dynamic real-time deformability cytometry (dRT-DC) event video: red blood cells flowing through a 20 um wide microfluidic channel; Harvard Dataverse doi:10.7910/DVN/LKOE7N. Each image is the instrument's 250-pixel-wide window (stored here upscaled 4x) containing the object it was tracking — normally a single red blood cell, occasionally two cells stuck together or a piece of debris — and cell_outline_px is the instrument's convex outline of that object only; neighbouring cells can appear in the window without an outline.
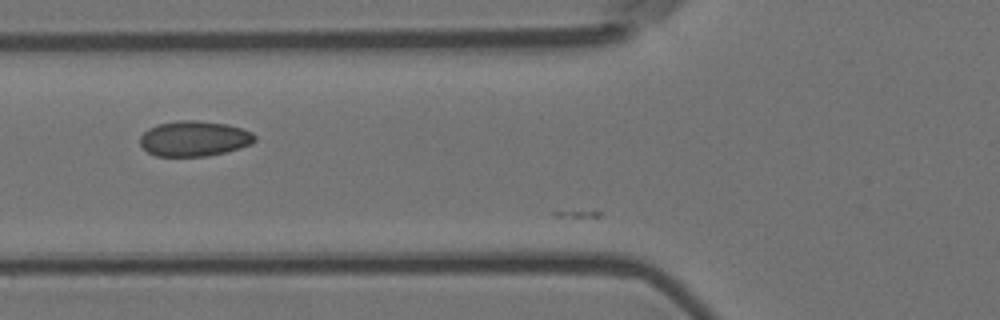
{"species": "Egyptian fruit bat (a non-hibernating species)", "species_latin": "Rousettus aegyptiacus", "temperature_condition": "room temperature", "stored_images_in_passage": 5, "camera_frame_rate_fps": 3000, "um_per_image_px": 0.085, "animal": {"sex": "female"}, "frame": {"image": 1, "passage_image": 4, "time_ms": 1.0, "image_size_px": [1000, 320], "cell_outline_px": [[256, 140], [252, 144], [240, 148], [208, 156], [156, 156], [148, 152], [140, 144], [140, 136], [148, 128], [160, 124], [176, 120], [196, 120], [228, 124], [252, 132], [256, 136]], "centroid_in_image_um": [16.52, 11.78], "position_along_channel_um": 109.3, "area_um2": 23.7}}